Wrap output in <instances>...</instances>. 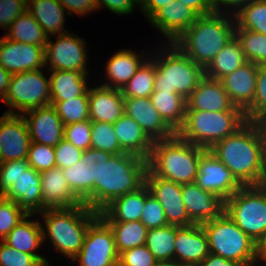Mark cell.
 I'll return each mask as SVG.
<instances>
[{
    "label": "cell",
    "instance_id": "cell-7",
    "mask_svg": "<svg viewBox=\"0 0 266 266\" xmlns=\"http://www.w3.org/2000/svg\"><path fill=\"white\" fill-rule=\"evenodd\" d=\"M201 226L210 253L233 260L240 266H257L258 245L225 212Z\"/></svg>",
    "mask_w": 266,
    "mask_h": 266
},
{
    "label": "cell",
    "instance_id": "cell-61",
    "mask_svg": "<svg viewBox=\"0 0 266 266\" xmlns=\"http://www.w3.org/2000/svg\"><path fill=\"white\" fill-rule=\"evenodd\" d=\"M266 263V237L258 244V262Z\"/></svg>",
    "mask_w": 266,
    "mask_h": 266
},
{
    "label": "cell",
    "instance_id": "cell-59",
    "mask_svg": "<svg viewBox=\"0 0 266 266\" xmlns=\"http://www.w3.org/2000/svg\"><path fill=\"white\" fill-rule=\"evenodd\" d=\"M197 266H240L233 260L223 258L222 256L209 253V255Z\"/></svg>",
    "mask_w": 266,
    "mask_h": 266
},
{
    "label": "cell",
    "instance_id": "cell-2",
    "mask_svg": "<svg viewBox=\"0 0 266 266\" xmlns=\"http://www.w3.org/2000/svg\"><path fill=\"white\" fill-rule=\"evenodd\" d=\"M225 14L214 11L200 15L174 44L206 69L217 53L235 36V18L232 13Z\"/></svg>",
    "mask_w": 266,
    "mask_h": 266
},
{
    "label": "cell",
    "instance_id": "cell-54",
    "mask_svg": "<svg viewBox=\"0 0 266 266\" xmlns=\"http://www.w3.org/2000/svg\"><path fill=\"white\" fill-rule=\"evenodd\" d=\"M95 2L97 9L100 10V7L104 6L118 15L130 14L134 6L140 4V0H95Z\"/></svg>",
    "mask_w": 266,
    "mask_h": 266
},
{
    "label": "cell",
    "instance_id": "cell-50",
    "mask_svg": "<svg viewBox=\"0 0 266 266\" xmlns=\"http://www.w3.org/2000/svg\"><path fill=\"white\" fill-rule=\"evenodd\" d=\"M0 266H43L33 255L12 248L0 240Z\"/></svg>",
    "mask_w": 266,
    "mask_h": 266
},
{
    "label": "cell",
    "instance_id": "cell-51",
    "mask_svg": "<svg viewBox=\"0 0 266 266\" xmlns=\"http://www.w3.org/2000/svg\"><path fill=\"white\" fill-rule=\"evenodd\" d=\"M157 263L146 245L127 249L119 254L121 266H155Z\"/></svg>",
    "mask_w": 266,
    "mask_h": 266
},
{
    "label": "cell",
    "instance_id": "cell-41",
    "mask_svg": "<svg viewBox=\"0 0 266 266\" xmlns=\"http://www.w3.org/2000/svg\"><path fill=\"white\" fill-rule=\"evenodd\" d=\"M246 61L266 66V35L247 29L235 28Z\"/></svg>",
    "mask_w": 266,
    "mask_h": 266
},
{
    "label": "cell",
    "instance_id": "cell-1",
    "mask_svg": "<svg viewBox=\"0 0 266 266\" xmlns=\"http://www.w3.org/2000/svg\"><path fill=\"white\" fill-rule=\"evenodd\" d=\"M209 150L242 186L261 185L265 161V124L247 121Z\"/></svg>",
    "mask_w": 266,
    "mask_h": 266
},
{
    "label": "cell",
    "instance_id": "cell-21",
    "mask_svg": "<svg viewBox=\"0 0 266 266\" xmlns=\"http://www.w3.org/2000/svg\"><path fill=\"white\" fill-rule=\"evenodd\" d=\"M198 17L192 8L175 0L159 9L148 20L167 38V42L174 43Z\"/></svg>",
    "mask_w": 266,
    "mask_h": 266
},
{
    "label": "cell",
    "instance_id": "cell-58",
    "mask_svg": "<svg viewBox=\"0 0 266 266\" xmlns=\"http://www.w3.org/2000/svg\"><path fill=\"white\" fill-rule=\"evenodd\" d=\"M252 1L253 0H211L215 12L222 13L223 8H221L220 6L223 5V7L225 6V8L229 6V9L231 8V11H232V8L235 9L236 11L233 10L234 12L232 11L231 12L232 14L237 12L241 7L248 5Z\"/></svg>",
    "mask_w": 266,
    "mask_h": 266
},
{
    "label": "cell",
    "instance_id": "cell-11",
    "mask_svg": "<svg viewBox=\"0 0 266 266\" xmlns=\"http://www.w3.org/2000/svg\"><path fill=\"white\" fill-rule=\"evenodd\" d=\"M45 76L41 69L12 74L7 92L2 99L11 107L5 113L24 114L50 105V81ZM12 109L20 112L16 113Z\"/></svg>",
    "mask_w": 266,
    "mask_h": 266
},
{
    "label": "cell",
    "instance_id": "cell-26",
    "mask_svg": "<svg viewBox=\"0 0 266 266\" xmlns=\"http://www.w3.org/2000/svg\"><path fill=\"white\" fill-rule=\"evenodd\" d=\"M41 174L42 211L83 204L70 190L62 169L51 168Z\"/></svg>",
    "mask_w": 266,
    "mask_h": 266
},
{
    "label": "cell",
    "instance_id": "cell-3",
    "mask_svg": "<svg viewBox=\"0 0 266 266\" xmlns=\"http://www.w3.org/2000/svg\"><path fill=\"white\" fill-rule=\"evenodd\" d=\"M44 219L43 241L46 237L54 248L69 259L81 250L89 226L99 217V212L81 204L70 208L45 209L37 214Z\"/></svg>",
    "mask_w": 266,
    "mask_h": 266
},
{
    "label": "cell",
    "instance_id": "cell-36",
    "mask_svg": "<svg viewBox=\"0 0 266 266\" xmlns=\"http://www.w3.org/2000/svg\"><path fill=\"white\" fill-rule=\"evenodd\" d=\"M176 225L148 229L145 245L160 263H175Z\"/></svg>",
    "mask_w": 266,
    "mask_h": 266
},
{
    "label": "cell",
    "instance_id": "cell-53",
    "mask_svg": "<svg viewBox=\"0 0 266 266\" xmlns=\"http://www.w3.org/2000/svg\"><path fill=\"white\" fill-rule=\"evenodd\" d=\"M26 10L27 0H0V29H9Z\"/></svg>",
    "mask_w": 266,
    "mask_h": 266
},
{
    "label": "cell",
    "instance_id": "cell-22",
    "mask_svg": "<svg viewBox=\"0 0 266 266\" xmlns=\"http://www.w3.org/2000/svg\"><path fill=\"white\" fill-rule=\"evenodd\" d=\"M259 66L247 61L220 79L231 102L244 112L253 104Z\"/></svg>",
    "mask_w": 266,
    "mask_h": 266
},
{
    "label": "cell",
    "instance_id": "cell-19",
    "mask_svg": "<svg viewBox=\"0 0 266 266\" xmlns=\"http://www.w3.org/2000/svg\"><path fill=\"white\" fill-rule=\"evenodd\" d=\"M31 142L55 147L64 136V125L52 105L39 107L22 114Z\"/></svg>",
    "mask_w": 266,
    "mask_h": 266
},
{
    "label": "cell",
    "instance_id": "cell-34",
    "mask_svg": "<svg viewBox=\"0 0 266 266\" xmlns=\"http://www.w3.org/2000/svg\"><path fill=\"white\" fill-rule=\"evenodd\" d=\"M149 98L163 120L177 133L185 121L186 99L171 91H154Z\"/></svg>",
    "mask_w": 266,
    "mask_h": 266
},
{
    "label": "cell",
    "instance_id": "cell-47",
    "mask_svg": "<svg viewBox=\"0 0 266 266\" xmlns=\"http://www.w3.org/2000/svg\"><path fill=\"white\" fill-rule=\"evenodd\" d=\"M147 229L160 228L169 225L165 211L160 202L150 194L146 185V200L140 220Z\"/></svg>",
    "mask_w": 266,
    "mask_h": 266
},
{
    "label": "cell",
    "instance_id": "cell-40",
    "mask_svg": "<svg viewBox=\"0 0 266 266\" xmlns=\"http://www.w3.org/2000/svg\"><path fill=\"white\" fill-rule=\"evenodd\" d=\"M233 15L235 28L247 29L266 35V0H253Z\"/></svg>",
    "mask_w": 266,
    "mask_h": 266
},
{
    "label": "cell",
    "instance_id": "cell-20",
    "mask_svg": "<svg viewBox=\"0 0 266 266\" xmlns=\"http://www.w3.org/2000/svg\"><path fill=\"white\" fill-rule=\"evenodd\" d=\"M182 197L189 219L194 224L213 220L224 212V200L203 190L195 182L182 184Z\"/></svg>",
    "mask_w": 266,
    "mask_h": 266
},
{
    "label": "cell",
    "instance_id": "cell-44",
    "mask_svg": "<svg viewBox=\"0 0 266 266\" xmlns=\"http://www.w3.org/2000/svg\"><path fill=\"white\" fill-rule=\"evenodd\" d=\"M247 121L266 124V66H259L253 104L245 111Z\"/></svg>",
    "mask_w": 266,
    "mask_h": 266
},
{
    "label": "cell",
    "instance_id": "cell-35",
    "mask_svg": "<svg viewBox=\"0 0 266 266\" xmlns=\"http://www.w3.org/2000/svg\"><path fill=\"white\" fill-rule=\"evenodd\" d=\"M246 62L241 44L236 36H234L222 50L217 53L213 61L205 69V76L220 80Z\"/></svg>",
    "mask_w": 266,
    "mask_h": 266
},
{
    "label": "cell",
    "instance_id": "cell-49",
    "mask_svg": "<svg viewBox=\"0 0 266 266\" xmlns=\"http://www.w3.org/2000/svg\"><path fill=\"white\" fill-rule=\"evenodd\" d=\"M29 167L27 159L0 162V196H3Z\"/></svg>",
    "mask_w": 266,
    "mask_h": 266
},
{
    "label": "cell",
    "instance_id": "cell-52",
    "mask_svg": "<svg viewBox=\"0 0 266 266\" xmlns=\"http://www.w3.org/2000/svg\"><path fill=\"white\" fill-rule=\"evenodd\" d=\"M56 167L65 169L77 163L83 151L64 138L54 147Z\"/></svg>",
    "mask_w": 266,
    "mask_h": 266
},
{
    "label": "cell",
    "instance_id": "cell-63",
    "mask_svg": "<svg viewBox=\"0 0 266 266\" xmlns=\"http://www.w3.org/2000/svg\"><path fill=\"white\" fill-rule=\"evenodd\" d=\"M155 266H173V263H160V262H158Z\"/></svg>",
    "mask_w": 266,
    "mask_h": 266
},
{
    "label": "cell",
    "instance_id": "cell-15",
    "mask_svg": "<svg viewBox=\"0 0 266 266\" xmlns=\"http://www.w3.org/2000/svg\"><path fill=\"white\" fill-rule=\"evenodd\" d=\"M145 184L150 194L163 207L169 225L190 226L194 223L189 219L182 197V185L157 177L148 168L145 174Z\"/></svg>",
    "mask_w": 266,
    "mask_h": 266
},
{
    "label": "cell",
    "instance_id": "cell-5",
    "mask_svg": "<svg viewBox=\"0 0 266 266\" xmlns=\"http://www.w3.org/2000/svg\"><path fill=\"white\" fill-rule=\"evenodd\" d=\"M246 122L244 111L186 110L183 126L176 134L184 141L208 150Z\"/></svg>",
    "mask_w": 266,
    "mask_h": 266
},
{
    "label": "cell",
    "instance_id": "cell-55",
    "mask_svg": "<svg viewBox=\"0 0 266 266\" xmlns=\"http://www.w3.org/2000/svg\"><path fill=\"white\" fill-rule=\"evenodd\" d=\"M68 10V15L78 14L84 16L97 10L95 0H58Z\"/></svg>",
    "mask_w": 266,
    "mask_h": 266
},
{
    "label": "cell",
    "instance_id": "cell-24",
    "mask_svg": "<svg viewBox=\"0 0 266 266\" xmlns=\"http://www.w3.org/2000/svg\"><path fill=\"white\" fill-rule=\"evenodd\" d=\"M186 110L243 111L231 102L220 80L206 76L186 99Z\"/></svg>",
    "mask_w": 266,
    "mask_h": 266
},
{
    "label": "cell",
    "instance_id": "cell-38",
    "mask_svg": "<svg viewBox=\"0 0 266 266\" xmlns=\"http://www.w3.org/2000/svg\"><path fill=\"white\" fill-rule=\"evenodd\" d=\"M105 223L112 229L119 254L127 249L145 245L148 229L141 221Z\"/></svg>",
    "mask_w": 266,
    "mask_h": 266
},
{
    "label": "cell",
    "instance_id": "cell-57",
    "mask_svg": "<svg viewBox=\"0 0 266 266\" xmlns=\"http://www.w3.org/2000/svg\"><path fill=\"white\" fill-rule=\"evenodd\" d=\"M184 5L192 8L199 16L214 12L211 0H179Z\"/></svg>",
    "mask_w": 266,
    "mask_h": 266
},
{
    "label": "cell",
    "instance_id": "cell-27",
    "mask_svg": "<svg viewBox=\"0 0 266 266\" xmlns=\"http://www.w3.org/2000/svg\"><path fill=\"white\" fill-rule=\"evenodd\" d=\"M3 197L15 201L27 214L42 212L41 174L29 166Z\"/></svg>",
    "mask_w": 266,
    "mask_h": 266
},
{
    "label": "cell",
    "instance_id": "cell-48",
    "mask_svg": "<svg viewBox=\"0 0 266 266\" xmlns=\"http://www.w3.org/2000/svg\"><path fill=\"white\" fill-rule=\"evenodd\" d=\"M63 138L75 147L86 151L91 148V121L84 120L64 126Z\"/></svg>",
    "mask_w": 266,
    "mask_h": 266
},
{
    "label": "cell",
    "instance_id": "cell-30",
    "mask_svg": "<svg viewBox=\"0 0 266 266\" xmlns=\"http://www.w3.org/2000/svg\"><path fill=\"white\" fill-rule=\"evenodd\" d=\"M32 214H28L14 229L4 238V242L18 251L33 255L43 266H49L48 260L37 254L43 242L42 224L40 221H29Z\"/></svg>",
    "mask_w": 266,
    "mask_h": 266
},
{
    "label": "cell",
    "instance_id": "cell-28",
    "mask_svg": "<svg viewBox=\"0 0 266 266\" xmlns=\"http://www.w3.org/2000/svg\"><path fill=\"white\" fill-rule=\"evenodd\" d=\"M146 200V184L135 191L113 199L100 212L104 222L140 221Z\"/></svg>",
    "mask_w": 266,
    "mask_h": 266
},
{
    "label": "cell",
    "instance_id": "cell-25",
    "mask_svg": "<svg viewBox=\"0 0 266 266\" xmlns=\"http://www.w3.org/2000/svg\"><path fill=\"white\" fill-rule=\"evenodd\" d=\"M89 120L115 123L124 114V97L120 89L99 85L88 89Z\"/></svg>",
    "mask_w": 266,
    "mask_h": 266
},
{
    "label": "cell",
    "instance_id": "cell-37",
    "mask_svg": "<svg viewBox=\"0 0 266 266\" xmlns=\"http://www.w3.org/2000/svg\"><path fill=\"white\" fill-rule=\"evenodd\" d=\"M8 30L5 37L9 40L43 47L46 46L48 36L28 10L18 16Z\"/></svg>",
    "mask_w": 266,
    "mask_h": 266
},
{
    "label": "cell",
    "instance_id": "cell-4",
    "mask_svg": "<svg viewBox=\"0 0 266 266\" xmlns=\"http://www.w3.org/2000/svg\"><path fill=\"white\" fill-rule=\"evenodd\" d=\"M207 149L184 141L177 134L153 142L147 168L157 177L178 183H194L201 155Z\"/></svg>",
    "mask_w": 266,
    "mask_h": 266
},
{
    "label": "cell",
    "instance_id": "cell-16",
    "mask_svg": "<svg viewBox=\"0 0 266 266\" xmlns=\"http://www.w3.org/2000/svg\"><path fill=\"white\" fill-rule=\"evenodd\" d=\"M30 143L22 114L4 113L0 117V162L27 159Z\"/></svg>",
    "mask_w": 266,
    "mask_h": 266
},
{
    "label": "cell",
    "instance_id": "cell-23",
    "mask_svg": "<svg viewBox=\"0 0 266 266\" xmlns=\"http://www.w3.org/2000/svg\"><path fill=\"white\" fill-rule=\"evenodd\" d=\"M209 253L207 236L201 224L176 226L175 263L198 265Z\"/></svg>",
    "mask_w": 266,
    "mask_h": 266
},
{
    "label": "cell",
    "instance_id": "cell-45",
    "mask_svg": "<svg viewBox=\"0 0 266 266\" xmlns=\"http://www.w3.org/2000/svg\"><path fill=\"white\" fill-rule=\"evenodd\" d=\"M28 214L15 202L0 196V239L1 241Z\"/></svg>",
    "mask_w": 266,
    "mask_h": 266
},
{
    "label": "cell",
    "instance_id": "cell-62",
    "mask_svg": "<svg viewBox=\"0 0 266 266\" xmlns=\"http://www.w3.org/2000/svg\"><path fill=\"white\" fill-rule=\"evenodd\" d=\"M261 185L266 187V124H265V161H264V174L261 181Z\"/></svg>",
    "mask_w": 266,
    "mask_h": 266
},
{
    "label": "cell",
    "instance_id": "cell-31",
    "mask_svg": "<svg viewBox=\"0 0 266 266\" xmlns=\"http://www.w3.org/2000/svg\"><path fill=\"white\" fill-rule=\"evenodd\" d=\"M145 60L132 50H119L106 63V76L110 82L101 85L121 90Z\"/></svg>",
    "mask_w": 266,
    "mask_h": 266
},
{
    "label": "cell",
    "instance_id": "cell-8",
    "mask_svg": "<svg viewBox=\"0 0 266 266\" xmlns=\"http://www.w3.org/2000/svg\"><path fill=\"white\" fill-rule=\"evenodd\" d=\"M167 45L170 49L165 51V55L163 52L159 58L154 59V91H171L187 99L205 77V69L191 60L176 44Z\"/></svg>",
    "mask_w": 266,
    "mask_h": 266
},
{
    "label": "cell",
    "instance_id": "cell-39",
    "mask_svg": "<svg viewBox=\"0 0 266 266\" xmlns=\"http://www.w3.org/2000/svg\"><path fill=\"white\" fill-rule=\"evenodd\" d=\"M155 73L154 60L146 59L121 89L123 97H150L155 90Z\"/></svg>",
    "mask_w": 266,
    "mask_h": 266
},
{
    "label": "cell",
    "instance_id": "cell-32",
    "mask_svg": "<svg viewBox=\"0 0 266 266\" xmlns=\"http://www.w3.org/2000/svg\"><path fill=\"white\" fill-rule=\"evenodd\" d=\"M27 10L48 37L69 32L63 28L65 8L58 0H27Z\"/></svg>",
    "mask_w": 266,
    "mask_h": 266
},
{
    "label": "cell",
    "instance_id": "cell-10",
    "mask_svg": "<svg viewBox=\"0 0 266 266\" xmlns=\"http://www.w3.org/2000/svg\"><path fill=\"white\" fill-rule=\"evenodd\" d=\"M112 154L90 148L83 151L80 160L62 169L72 193L88 208L99 212V175L102 165Z\"/></svg>",
    "mask_w": 266,
    "mask_h": 266
},
{
    "label": "cell",
    "instance_id": "cell-12",
    "mask_svg": "<svg viewBox=\"0 0 266 266\" xmlns=\"http://www.w3.org/2000/svg\"><path fill=\"white\" fill-rule=\"evenodd\" d=\"M80 266H115L119 253L112 229L98 217L87 229L79 253L72 259Z\"/></svg>",
    "mask_w": 266,
    "mask_h": 266
},
{
    "label": "cell",
    "instance_id": "cell-29",
    "mask_svg": "<svg viewBox=\"0 0 266 266\" xmlns=\"http://www.w3.org/2000/svg\"><path fill=\"white\" fill-rule=\"evenodd\" d=\"M113 127L120 148L129 154H133L148 160L153 141L142 130L141 126L132 118L123 114Z\"/></svg>",
    "mask_w": 266,
    "mask_h": 266
},
{
    "label": "cell",
    "instance_id": "cell-13",
    "mask_svg": "<svg viewBox=\"0 0 266 266\" xmlns=\"http://www.w3.org/2000/svg\"><path fill=\"white\" fill-rule=\"evenodd\" d=\"M56 39L51 42L48 37L45 46V64H50L48 70L79 71L88 74L85 41L70 32L57 35Z\"/></svg>",
    "mask_w": 266,
    "mask_h": 266
},
{
    "label": "cell",
    "instance_id": "cell-6",
    "mask_svg": "<svg viewBox=\"0 0 266 266\" xmlns=\"http://www.w3.org/2000/svg\"><path fill=\"white\" fill-rule=\"evenodd\" d=\"M147 160L121 153L102 165L99 175V212L113 199L135 191L145 183Z\"/></svg>",
    "mask_w": 266,
    "mask_h": 266
},
{
    "label": "cell",
    "instance_id": "cell-17",
    "mask_svg": "<svg viewBox=\"0 0 266 266\" xmlns=\"http://www.w3.org/2000/svg\"><path fill=\"white\" fill-rule=\"evenodd\" d=\"M0 65L15 74L45 68V47L0 38Z\"/></svg>",
    "mask_w": 266,
    "mask_h": 266
},
{
    "label": "cell",
    "instance_id": "cell-14",
    "mask_svg": "<svg viewBox=\"0 0 266 266\" xmlns=\"http://www.w3.org/2000/svg\"><path fill=\"white\" fill-rule=\"evenodd\" d=\"M195 183L224 201L242 187L231 171L209 149L199 159Z\"/></svg>",
    "mask_w": 266,
    "mask_h": 266
},
{
    "label": "cell",
    "instance_id": "cell-33",
    "mask_svg": "<svg viewBox=\"0 0 266 266\" xmlns=\"http://www.w3.org/2000/svg\"><path fill=\"white\" fill-rule=\"evenodd\" d=\"M51 75L50 92L51 101H65L83 95L87 86L86 73L79 71L49 70Z\"/></svg>",
    "mask_w": 266,
    "mask_h": 266
},
{
    "label": "cell",
    "instance_id": "cell-43",
    "mask_svg": "<svg viewBox=\"0 0 266 266\" xmlns=\"http://www.w3.org/2000/svg\"><path fill=\"white\" fill-rule=\"evenodd\" d=\"M91 148L103 150L112 155L124 153L111 123L91 122Z\"/></svg>",
    "mask_w": 266,
    "mask_h": 266
},
{
    "label": "cell",
    "instance_id": "cell-42",
    "mask_svg": "<svg viewBox=\"0 0 266 266\" xmlns=\"http://www.w3.org/2000/svg\"><path fill=\"white\" fill-rule=\"evenodd\" d=\"M63 125L89 120L88 90L81 96H76L65 101H50Z\"/></svg>",
    "mask_w": 266,
    "mask_h": 266
},
{
    "label": "cell",
    "instance_id": "cell-60",
    "mask_svg": "<svg viewBox=\"0 0 266 266\" xmlns=\"http://www.w3.org/2000/svg\"><path fill=\"white\" fill-rule=\"evenodd\" d=\"M12 74L0 65V98H4L10 84Z\"/></svg>",
    "mask_w": 266,
    "mask_h": 266
},
{
    "label": "cell",
    "instance_id": "cell-56",
    "mask_svg": "<svg viewBox=\"0 0 266 266\" xmlns=\"http://www.w3.org/2000/svg\"><path fill=\"white\" fill-rule=\"evenodd\" d=\"M173 1L175 0H140L138 6L141 7L142 13L150 19L159 9Z\"/></svg>",
    "mask_w": 266,
    "mask_h": 266
},
{
    "label": "cell",
    "instance_id": "cell-46",
    "mask_svg": "<svg viewBox=\"0 0 266 266\" xmlns=\"http://www.w3.org/2000/svg\"><path fill=\"white\" fill-rule=\"evenodd\" d=\"M27 161L30 167L42 173L56 167L54 147L31 142Z\"/></svg>",
    "mask_w": 266,
    "mask_h": 266
},
{
    "label": "cell",
    "instance_id": "cell-18",
    "mask_svg": "<svg viewBox=\"0 0 266 266\" xmlns=\"http://www.w3.org/2000/svg\"><path fill=\"white\" fill-rule=\"evenodd\" d=\"M124 114L135 120L153 142L170 139L176 135L153 106L149 97L124 98Z\"/></svg>",
    "mask_w": 266,
    "mask_h": 266
},
{
    "label": "cell",
    "instance_id": "cell-64",
    "mask_svg": "<svg viewBox=\"0 0 266 266\" xmlns=\"http://www.w3.org/2000/svg\"><path fill=\"white\" fill-rule=\"evenodd\" d=\"M173 266H197V265H190V264H177V263H173Z\"/></svg>",
    "mask_w": 266,
    "mask_h": 266
},
{
    "label": "cell",
    "instance_id": "cell-9",
    "mask_svg": "<svg viewBox=\"0 0 266 266\" xmlns=\"http://www.w3.org/2000/svg\"><path fill=\"white\" fill-rule=\"evenodd\" d=\"M224 212L257 245L266 237V187L242 186L224 201Z\"/></svg>",
    "mask_w": 266,
    "mask_h": 266
}]
</instances>
